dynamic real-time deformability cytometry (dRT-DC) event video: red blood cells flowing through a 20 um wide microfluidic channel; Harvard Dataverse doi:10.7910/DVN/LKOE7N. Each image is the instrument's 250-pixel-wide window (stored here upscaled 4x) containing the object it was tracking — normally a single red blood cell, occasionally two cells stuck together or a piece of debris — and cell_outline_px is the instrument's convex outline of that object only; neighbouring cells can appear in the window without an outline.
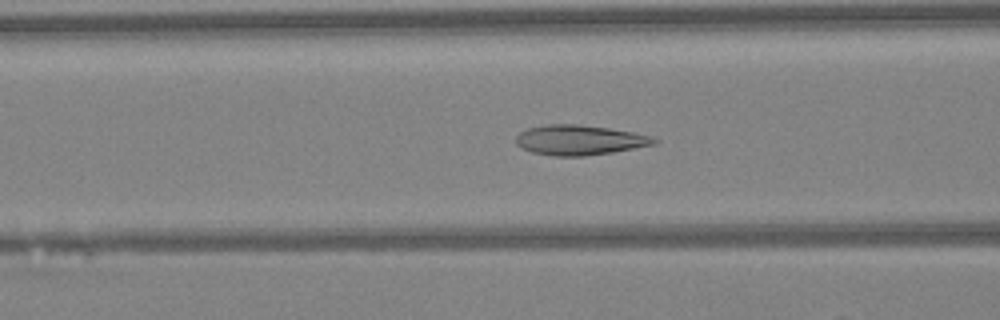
{"species": "Egyptian fruit bat (a non-hibernating species)", "species_latin": "Rousettus aegyptiacus", "temperature_condition": "warm", "stored_images_in_passage": 49, "camera_frame_rate_fps": 3000, "um_per_image_px": 0.085, "animal": {"sex": "female"}, "frame": {"image": 1, "passage_image": 19, "time_ms": 6.0, "image_size_px": [1000, 320], "cell_outline_px": [[660, 140], [656, 144], [612, 152], [584, 156], [552, 156], [532, 152], [520, 148], [516, 144], [516, 136], [520, 132], [528, 128], [548, 124], [576, 124], [608, 128], [632, 132], [652, 136]], "centroid_in_image_um": [49.25, 11.91], "position_along_channel_um": 117.4, "area_um2": 24.16}}
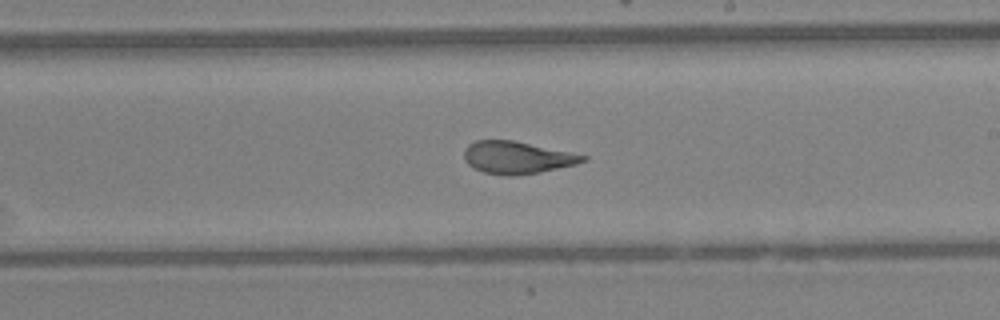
{"frame": {"image": 2, "passage_image": 28, "time_ms": 9.0, "image_size_px": [1000, 320], "cell_outline_px": [[588, 160], [576, 164], [540, 172], [516, 176], [508, 176], [484, 172], [468, 164], [464, 160], [464, 152], [468, 144], [476, 140], [512, 140], [588, 156]], "centroid_in_image_um": [43.94, 13.39], "position_along_channel_um": 245.1, "area_um2": 22.2}}
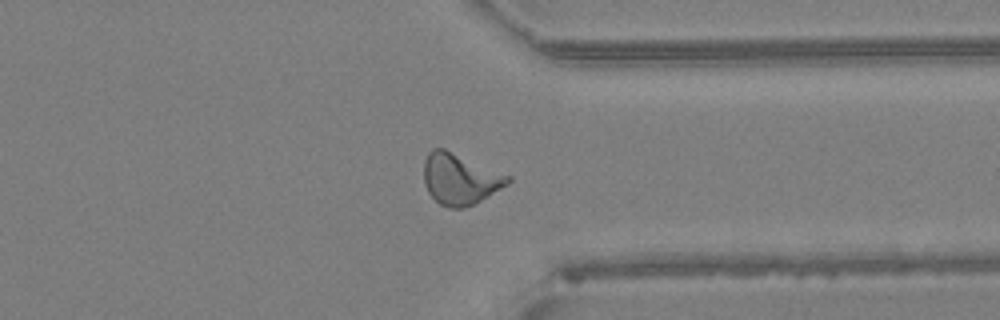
{"frame": {"image": 3, "passage_image": 37, "time_ms": 12.0, "image_size_px": [1000, 320], "cell_outline_px": [[512, 180], [508, 184], [476, 204], [464, 208], [448, 208], [440, 204], [428, 192], [424, 184], [424, 160], [428, 152], [432, 148], [444, 148], [512, 176]], "centroid_in_image_um": [39.11, 15.22], "position_along_channel_um": 372.3, "area_um2": 25.26}, "authors_computed_cell_mechanics": {"area_um2": 24.1604, "velocity_mm_per_s": 4.2896, "shape_relaxation_time_tau1_ms": 10.7222, "shape_relaxation_time_tau2_ms": 1.3693, "deformation_change_tau1": 0.2912, "deformation_change_tau2": 0.0973}}